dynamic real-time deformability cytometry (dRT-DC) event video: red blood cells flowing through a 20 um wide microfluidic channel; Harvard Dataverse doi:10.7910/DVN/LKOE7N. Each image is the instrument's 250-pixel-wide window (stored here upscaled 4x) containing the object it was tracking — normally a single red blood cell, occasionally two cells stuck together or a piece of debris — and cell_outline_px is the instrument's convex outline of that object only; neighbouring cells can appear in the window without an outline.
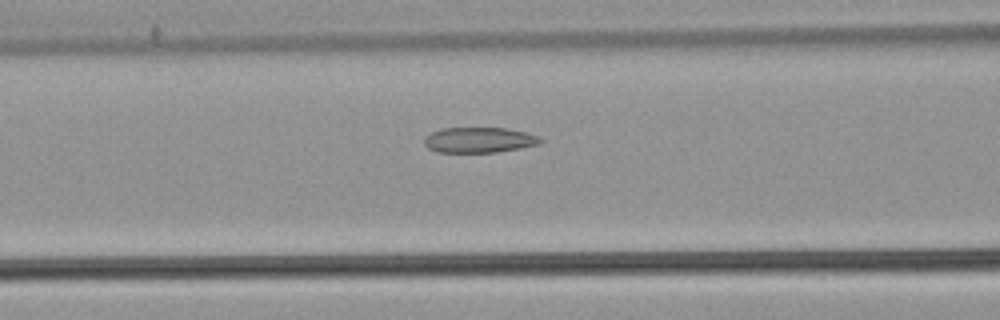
{"species": "common noctule bat (a hibernating species)", "species_latin": "Nyctalus noctula", "temperature_condition": "warm", "stored_images_in_passage": 51, "camera_frame_rate_fps": 3000, "um_per_image_px": 0.085, "animal": {"sex": "male", "body_mass_g": 21.5, "forearm_length_mm": 52.0}, "frame": {"image": 1, "passage_image": 23, "time_ms": 7.333, "image_size_px": [1000, 320], "cell_outline_px": [[544, 140], [540, 144], [520, 148], [496, 152], [436, 152], [428, 148], [424, 144], [424, 136], [440, 128], [504, 128], [528, 132]], "centroid_in_image_um": [40.71, 11.89], "position_along_channel_um": 125.9, "area_um2": 17.28}}
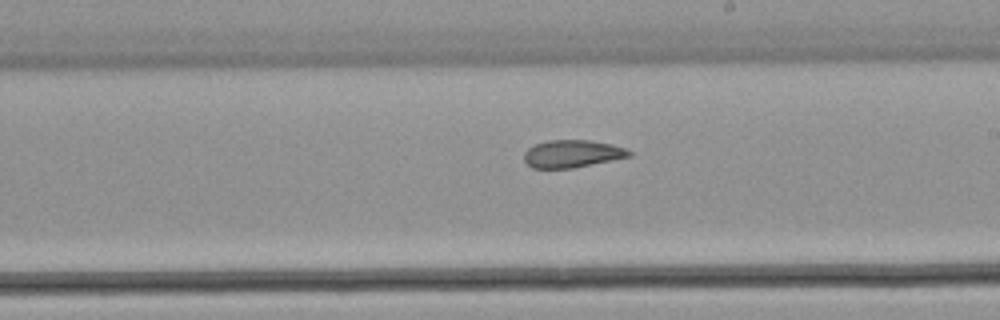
{"frame": {"image": 2, "passage_image": 32, "time_ms": 10.333, "image_size_px": [1000, 320], "cell_outline_px": [[632, 156], [572, 168], [532, 168], [524, 160], [524, 152], [528, 148], [536, 144], [548, 140], [592, 140], [612, 144], [628, 148], [632, 152]], "centroid_in_image_um": [48.67, 13.06], "position_along_channel_um": 240.3, "area_um2": 16.94}}
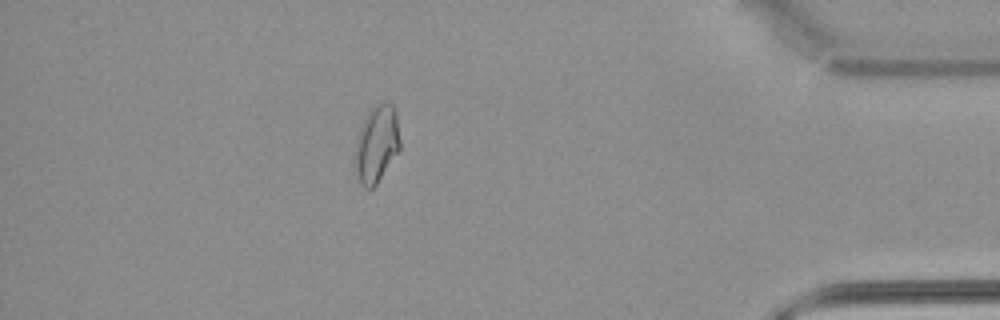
{"frame": {"image": 3, "passage_image": 48, "time_ms": 15.667, "image_size_px": [1000, 320], "cell_outline_px": [[400, 152], [376, 184], [372, 188], [364, 188], [360, 184], [356, 176], [356, 136], [372, 104], [380, 100], [384, 100], [392, 104], [396, 112], [400, 140]], "centroid_in_image_um": [32.04, 12.2], "position_along_channel_um": 403.2, "area_um2": 20.63}}